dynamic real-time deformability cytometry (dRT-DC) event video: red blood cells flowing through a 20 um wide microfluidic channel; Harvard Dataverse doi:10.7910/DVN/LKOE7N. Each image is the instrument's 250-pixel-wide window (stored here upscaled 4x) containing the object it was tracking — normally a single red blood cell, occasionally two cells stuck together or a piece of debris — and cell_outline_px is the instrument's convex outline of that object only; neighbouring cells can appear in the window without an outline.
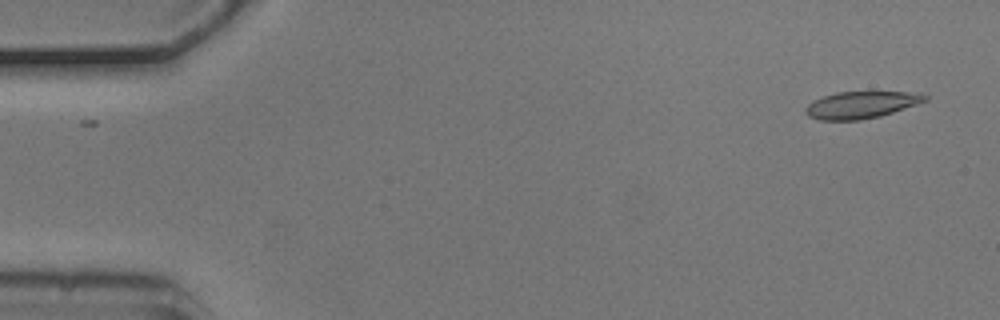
{"species": "common noctule bat (a hibernating species)", "species_latin": "Nyctalus noctula", "temperature_condition": "cold", "stored_images_in_passage": 4, "camera_frame_rate_fps": 3000, "um_per_image_px": 0.085, "animal": {"sex": "male", "body_mass_g": 20.5, "forearm_length_mm": 52.5}, "frame": {"image": 1, "passage_image": 1, "time_ms": 0.0, "image_size_px": [1000, 320], "cell_outline_px": [[928, 100], [880, 116], [860, 120], [820, 120], [808, 116], [804, 112], [804, 108], [812, 100], [836, 92], [920, 92], [928, 96]], "centroid_in_image_um": [73.17, 8.91], "position_along_channel_um": 11.8, "area_um2": 18.79}}
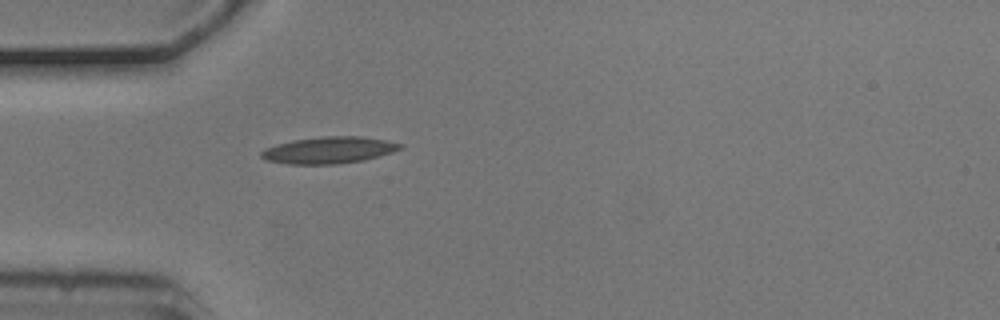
{"frame": {"image": 2, "passage_image": 4, "time_ms": 1.0, "image_size_px": [1000, 320], "cell_outline_px": [[404, 148], [380, 156], [364, 160], [336, 164], [288, 164], [264, 160], [260, 156], [260, 152], [264, 148], [276, 144], [292, 140], [320, 136], [364, 136], [388, 140], [404, 144]], "centroid_in_image_um": [27.97, 12.75], "position_along_channel_um": 57.0, "area_um2": 22.02}}